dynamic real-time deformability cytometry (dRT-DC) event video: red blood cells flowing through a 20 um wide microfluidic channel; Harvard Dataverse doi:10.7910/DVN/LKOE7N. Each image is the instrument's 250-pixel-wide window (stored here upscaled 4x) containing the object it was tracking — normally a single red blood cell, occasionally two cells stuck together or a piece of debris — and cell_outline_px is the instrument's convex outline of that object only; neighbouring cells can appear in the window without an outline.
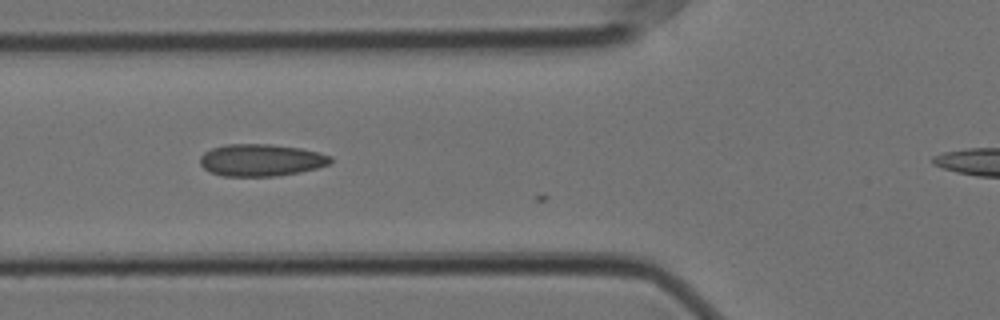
{"species": "Egyptian fruit bat (a non-hibernating species)", "species_latin": "Rousettus aegyptiacus", "temperature_condition": "cold", "stored_images_in_passage": 24, "camera_frame_rate_fps": 3000, "um_per_image_px": 0.085, "animal": {"sex": "female"}, "frame": {"image": 1, "passage_image": 7, "time_ms": 2.0, "image_size_px": [1000, 320], "cell_outline_px": [[332, 160], [328, 164], [316, 168], [300, 172], [276, 176], [224, 176], [212, 172], [204, 168], [200, 164], [200, 156], [204, 152], [212, 148], [224, 144], [268, 144], [300, 148], [332, 156]], "centroid_in_image_um": [22.17, 13.6], "position_along_channel_um": 103.6, "area_um2": 24.28}}
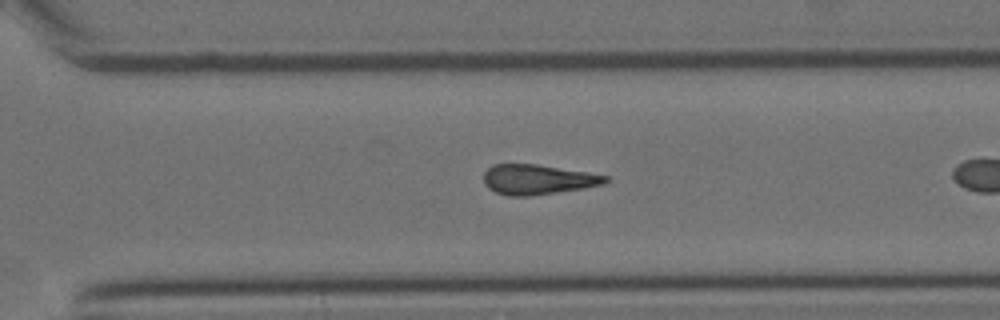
{"frame": {"image": 2, "passage_image": 19, "time_ms": 6.0, "image_size_px": [1000, 320], "cell_outline_px": [[612, 180], [604, 184], [584, 188], [528, 196], [508, 196], [496, 192], [488, 188], [484, 184], [484, 172], [492, 164], [536, 164], [588, 172], [608, 176]], "centroid_in_image_um": [45.72, 15.25], "position_along_channel_um": 324.9, "area_um2": 21.33}}
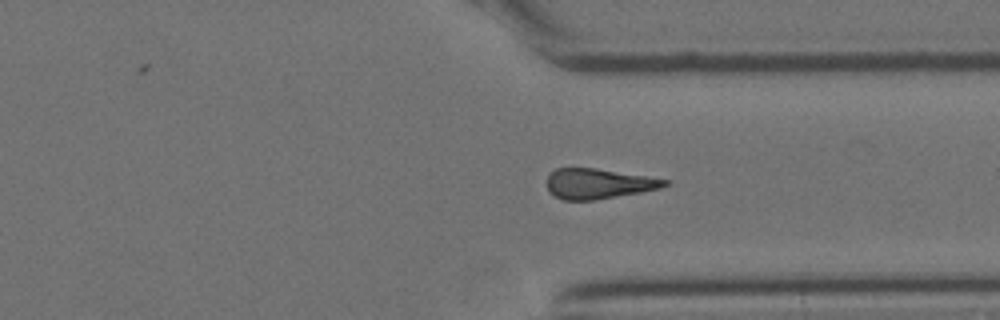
{"frame": {"image": 3, "passage_image": 22, "time_ms": 7.0, "image_size_px": [1000, 320], "cell_outline_px": [[668, 184], [660, 188], [640, 192], [596, 200], [564, 200], [548, 192], [548, 176], [556, 168], [596, 168], [668, 180]], "centroid_in_image_um": [50.83, 15.62], "position_along_channel_um": 360.6, "area_um2": 20.4}}